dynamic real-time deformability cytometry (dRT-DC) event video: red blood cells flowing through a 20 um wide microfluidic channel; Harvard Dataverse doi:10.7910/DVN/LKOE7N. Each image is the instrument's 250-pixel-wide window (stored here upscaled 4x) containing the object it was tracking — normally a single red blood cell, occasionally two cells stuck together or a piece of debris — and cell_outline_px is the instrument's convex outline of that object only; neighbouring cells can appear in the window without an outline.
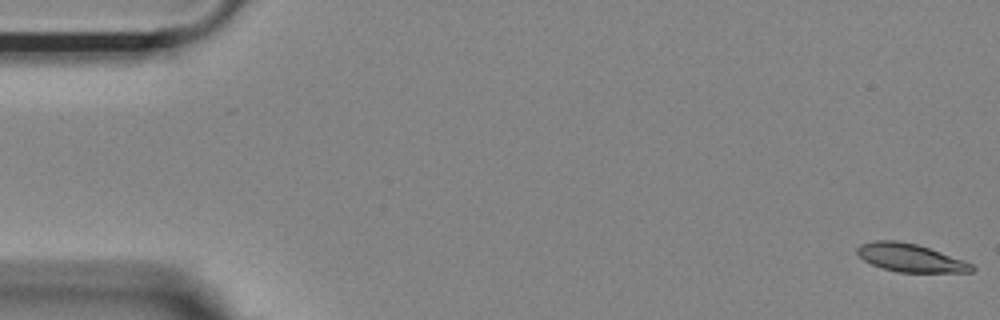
{"species": "Egyptian fruit bat (a non-hibernating species)", "species_latin": "Rousettus aegyptiacus", "temperature_condition": "room temperature", "stored_images_in_passage": 54, "camera_frame_rate_fps": 3000, "um_per_image_px": 0.085, "animal": {"sex": "female"}, "frame": {"image": 1, "passage_image": 1, "time_ms": 0.0, "image_size_px": [1000, 320], "cell_outline_px": [[976, 268], [972, 272], [896, 272], [880, 268], [864, 260], [856, 252], [856, 248], [860, 244], [876, 240], [896, 240], [916, 244], [964, 260], [972, 264]], "centroid_in_image_um": [77.36, 21.91], "position_along_channel_um": 7.6, "area_um2": 18.73}}
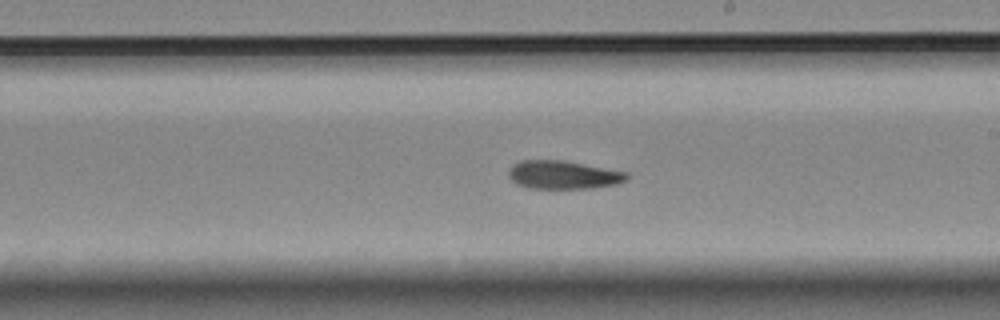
{"frame": {"image": 2, "passage_image": 31, "time_ms": 10.0, "image_size_px": [1000, 320], "cell_outline_px": [[628, 180], [616, 184], [592, 188], [528, 188], [516, 184], [508, 176], [508, 168], [512, 164], [520, 160], [564, 160], [628, 172]], "centroid_in_image_um": [47.85, 14.85], "position_along_channel_um": 241.1, "area_um2": 19.71}}
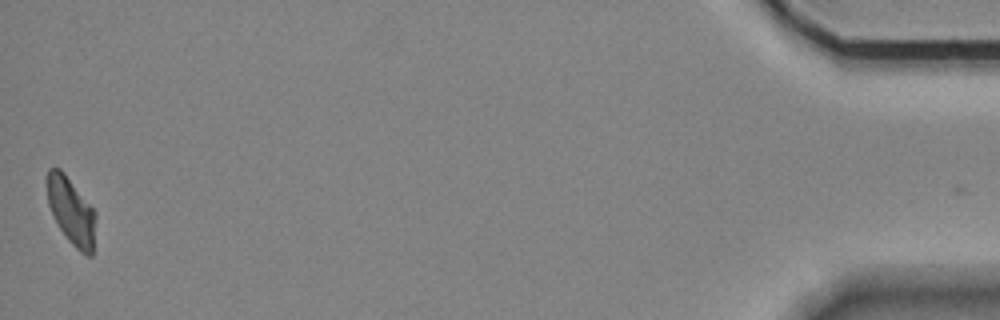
{"frame": {"image": 3, "passage_image": 54, "time_ms": 17.667, "image_size_px": [1000, 320], "cell_outline_px": [[96, 216], [92, 256], [84, 256], [68, 240], [60, 228], [48, 204], [48, 168], [60, 168], [64, 172], [96, 212]], "centroid_in_image_um": [6.08, 17.97], "position_along_channel_um": 429.1, "area_um2": 18.67}, "authors_computed_cell_mechanics": {"area_um2": 19.5653, "velocity_mm_per_s": 3.6583, "shape_relaxation_time_tau1_ms": null, "shape_relaxation_time_tau2_ms": 3.07, "deformation_change_tau1": null, "deformation_change_tau2": 0.0932}}